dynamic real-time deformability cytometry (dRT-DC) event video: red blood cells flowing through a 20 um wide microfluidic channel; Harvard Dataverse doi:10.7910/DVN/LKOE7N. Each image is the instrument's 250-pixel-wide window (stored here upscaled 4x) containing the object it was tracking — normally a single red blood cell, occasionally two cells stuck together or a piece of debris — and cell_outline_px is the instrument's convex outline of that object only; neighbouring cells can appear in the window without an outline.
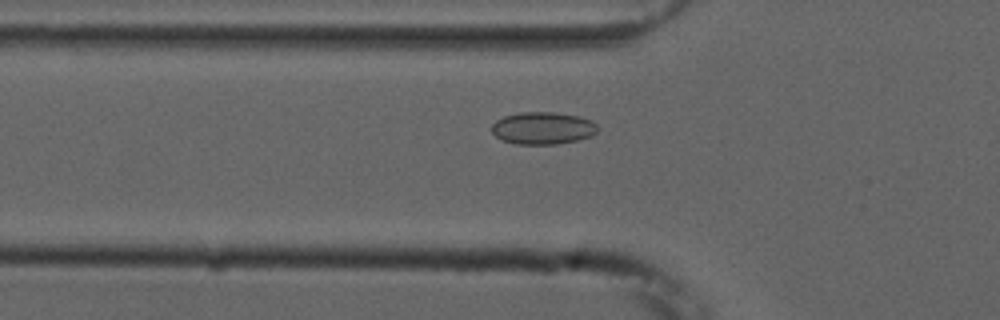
{"species": "common noctule bat (a hibernating species)", "species_latin": "Nyctalus noctula", "temperature_condition": "cold", "stored_images_in_passage": 22, "camera_frame_rate_fps": 3000, "um_per_image_px": 0.085, "animal": {"sex": "male", "forearm_length_mm": 52.5}, "frame": {"image": 1, "passage_image": 8, "time_ms": 2.333, "image_size_px": [1000, 320], "cell_outline_px": [[596, 132], [588, 136], [576, 140], [556, 144], [516, 144], [500, 140], [492, 132], [492, 124], [496, 120], [504, 116], [520, 112], [552, 112], [580, 116], [592, 120], [596, 124]], "centroid_in_image_um": [46.1, 10.88], "position_along_channel_um": 79.7, "area_um2": 19.88}}
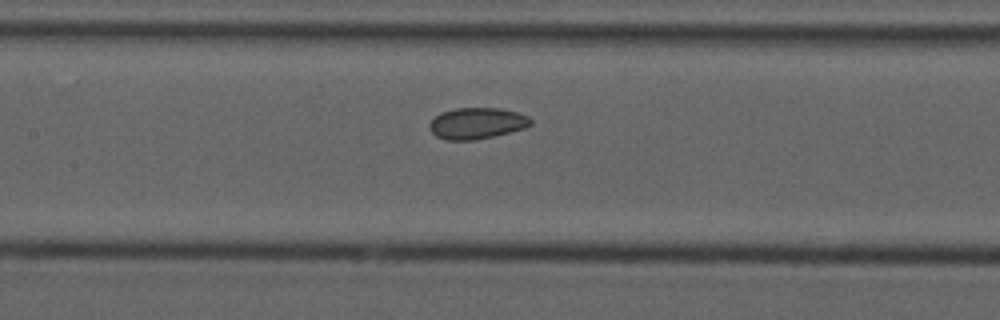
{"frame": {"image": 2, "passage_image": 15, "time_ms": 4.667, "image_size_px": [1000, 320], "cell_outline_px": [[532, 124], [524, 128], [492, 136], [472, 140], [448, 140], [436, 136], [432, 132], [428, 124], [440, 112], [456, 108], [500, 108], [516, 112], [528, 116], [532, 120]], "centroid_in_image_um": [40.52, 10.47], "position_along_channel_um": 166.9, "area_um2": 18.26}}
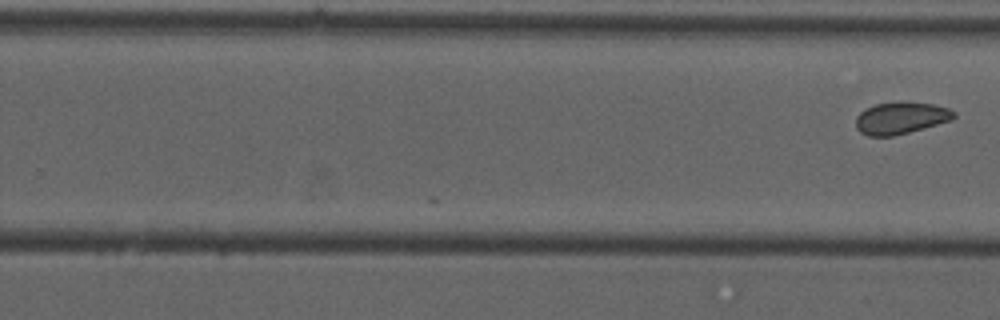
{"frame": {"image": 3, "passage_image": 22, "time_ms": 7.0, "image_size_px": [1000, 320], "cell_outline_px": [[956, 116], [952, 120], [924, 128], [892, 136], [868, 136], [860, 132], [856, 128], [856, 116], [864, 108], [876, 104], [932, 104], [948, 108], [956, 112]], "centroid_in_image_um": [76.55, 10.07], "position_along_channel_um": 253.3, "area_um2": 17.74}}